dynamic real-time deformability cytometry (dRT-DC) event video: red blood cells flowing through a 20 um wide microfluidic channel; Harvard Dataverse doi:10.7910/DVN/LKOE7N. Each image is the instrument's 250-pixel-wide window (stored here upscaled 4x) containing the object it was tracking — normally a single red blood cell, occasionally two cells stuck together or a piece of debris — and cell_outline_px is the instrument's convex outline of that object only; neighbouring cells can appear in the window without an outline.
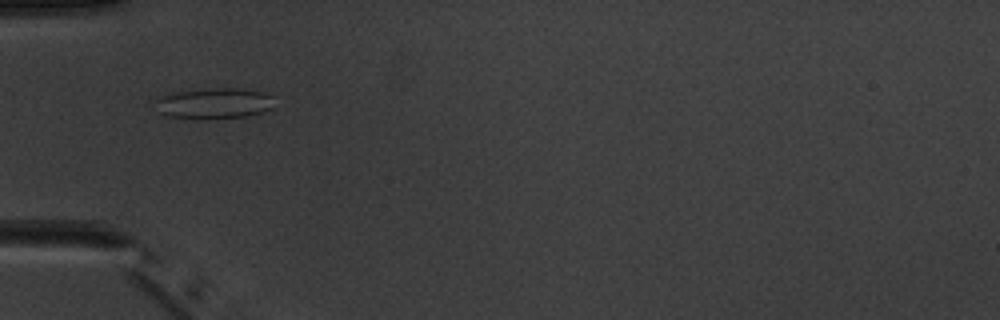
{"species": "common noctule bat (a hibernating species)", "species_latin": "Nyctalus noctula", "temperature_condition": "warm", "stored_images_in_passage": 2, "camera_frame_rate_fps": 3000, "um_per_image_px": 0.085, "animal": {"sex": "male", "body_mass_g": 20.1, "forearm_length_mm": 53.5}, "frame": {"image": 1, "passage_image": 1, "time_ms": 0.0, "image_size_px": [1000, 320], "cell_outline_px": [[276, 96], [272, 108], [248, 116], [208, 120], [168, 116], [160, 112], [156, 100], [160, 96], [176, 92], [208, 88], [244, 88], [264, 92]], "centroid_in_image_um": [18.28, 8.78], "position_along_channel_um": 66.7, "area_um2": 21.68}}
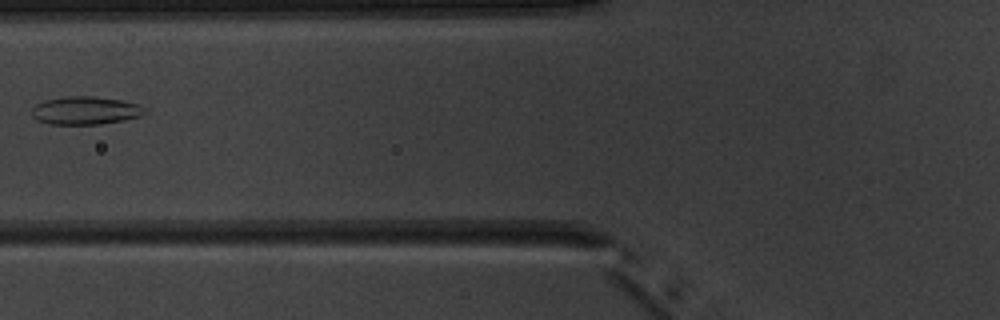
{"frame": {"image": 2, "passage_image": 2, "time_ms": 1.333, "image_size_px": [1000, 320], "cell_outline_px": [[148, 112], [140, 116], [124, 120], [100, 124], [52, 124], [36, 120], [32, 116], [32, 108], [36, 104], [44, 100], [68, 96], [92, 96], [120, 100], [140, 104]], "centroid_in_image_um": [7.26, 9.39], "position_along_channel_um": 118.5, "area_um2": 18.5}}